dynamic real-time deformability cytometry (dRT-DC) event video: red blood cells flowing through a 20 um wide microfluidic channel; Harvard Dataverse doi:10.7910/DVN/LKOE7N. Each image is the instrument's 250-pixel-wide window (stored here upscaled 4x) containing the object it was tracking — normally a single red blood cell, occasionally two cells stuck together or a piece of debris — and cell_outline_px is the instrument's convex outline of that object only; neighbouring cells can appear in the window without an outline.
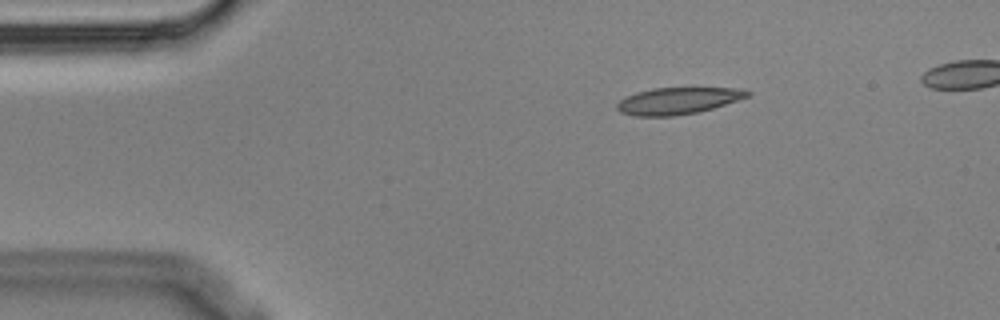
{"species": "Egyptian fruit bat (a non-hibernating species)", "species_latin": "Rousettus aegyptiacus", "temperature_condition": "cold", "stored_images_in_passage": 4, "camera_frame_rate_fps": 3000, "um_per_image_px": 0.085, "animal": {"sex": "male"}, "frame": {"image": 1, "passage_image": 1, "time_ms": 0.0, "image_size_px": [1000, 320], "cell_outline_px": [[752, 96], [712, 108], [696, 112], [672, 116], [636, 116], [620, 112], [616, 108], [616, 104], [624, 96], [636, 92], [652, 88], [744, 88], [752, 92]], "centroid_in_image_um": [57.64, 8.55], "position_along_channel_um": 27.4, "area_um2": 20.46}}